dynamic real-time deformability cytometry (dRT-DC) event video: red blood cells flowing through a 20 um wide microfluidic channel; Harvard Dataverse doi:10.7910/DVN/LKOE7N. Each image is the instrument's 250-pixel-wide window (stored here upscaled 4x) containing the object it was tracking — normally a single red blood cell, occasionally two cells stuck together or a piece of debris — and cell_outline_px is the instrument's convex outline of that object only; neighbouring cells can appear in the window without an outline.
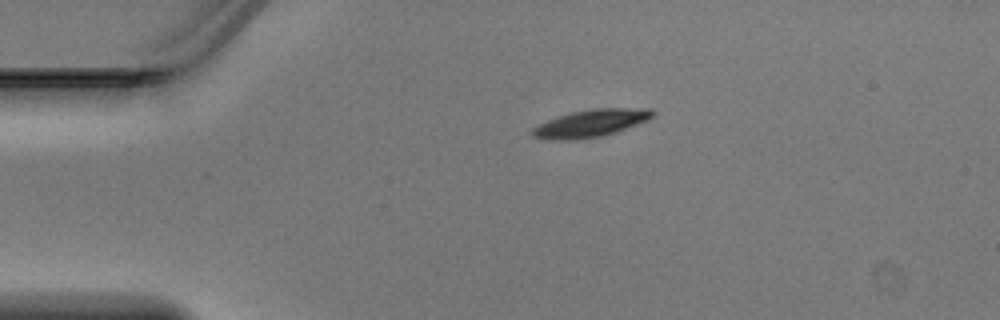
{"species": "Egyptian fruit bat (a non-hibernating species)", "species_latin": "Rousettus aegyptiacus", "temperature_condition": "warm", "stored_images_in_passage": 38, "camera_frame_rate_fps": 3000, "um_per_image_px": 0.085, "animal": {"sex": "male"}, "frame": {"image": 1, "passage_image": 1, "time_ms": 0.0, "image_size_px": [1000, 320], "cell_outline_px": [[656, 112], [648, 120], [616, 132], [600, 136], [576, 140], [560, 140], [532, 136], [532, 128], [548, 120], [572, 112], [592, 108], [648, 108]], "centroid_in_image_um": [50.26, 10.47], "position_along_channel_um": 34.7, "area_um2": 18.96}}
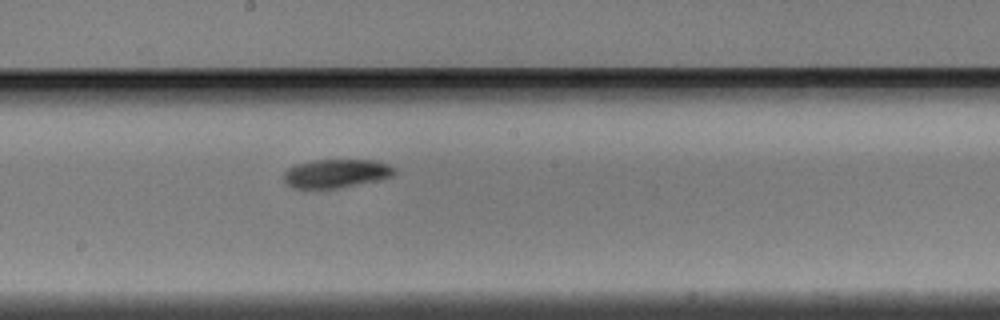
{"frame": {"image": 2, "passage_image": 17, "time_ms": 5.333, "image_size_px": [1000, 320], "cell_outline_px": [[396, 172], [392, 176], [380, 180], [340, 188], [292, 188], [284, 180], [284, 172], [288, 168], [296, 164], [312, 160], [380, 160], [396, 168]], "centroid_in_image_um": [28.61, 14.74], "position_along_channel_um": 219.6, "area_um2": 18.67}}
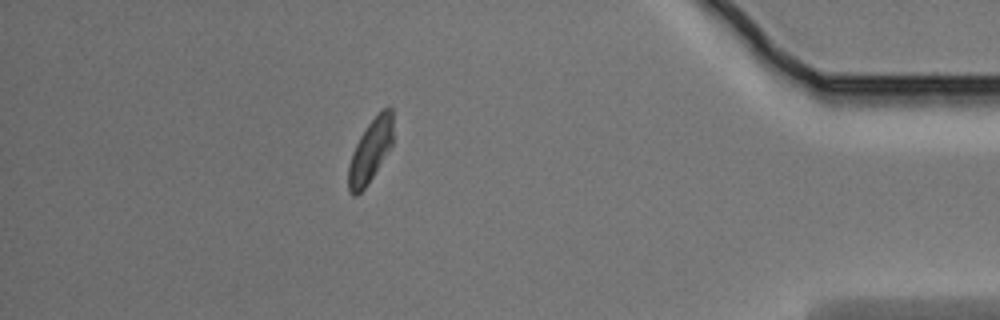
{"frame": {"image": 3, "passage_image": 33, "time_ms": 10.667, "image_size_px": [1000, 320], "cell_outline_px": [[392, 144], [372, 176], [364, 188], [356, 196], [352, 196], [348, 192], [348, 168], [352, 152], [360, 136], [368, 124], [384, 108], [392, 108]], "centroid_in_image_um": [31.45, 12.85], "position_along_channel_um": 403.8, "area_um2": 15.9}}